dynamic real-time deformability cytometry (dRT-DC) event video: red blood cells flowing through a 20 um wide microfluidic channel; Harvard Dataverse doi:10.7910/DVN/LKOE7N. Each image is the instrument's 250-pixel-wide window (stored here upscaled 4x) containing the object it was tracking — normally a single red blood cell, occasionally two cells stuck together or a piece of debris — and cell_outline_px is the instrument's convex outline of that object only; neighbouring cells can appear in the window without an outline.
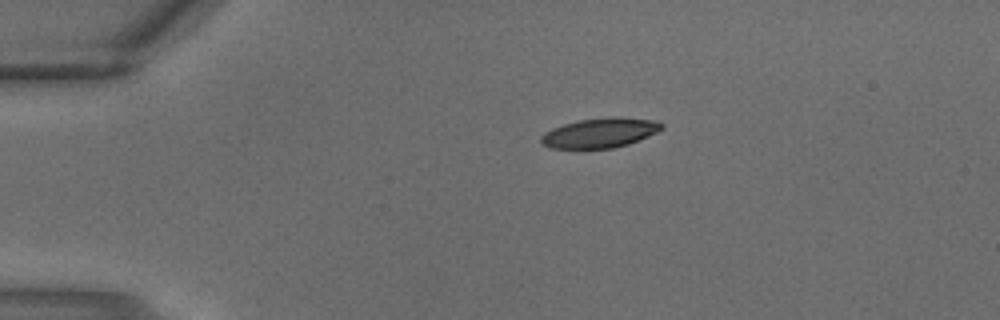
{"species": "common noctule bat (a hibernating species)", "species_latin": "Nyctalus noctula", "temperature_condition": "warm", "stored_images_in_passage": 2, "camera_frame_rate_fps": 3000, "um_per_image_px": 0.085, "animal": {"sex": "male", "body_mass_g": 18.8}, "frame": {"image": 1, "passage_image": 1, "time_ms": 0.0, "image_size_px": [1000, 320], "cell_outline_px": [[664, 128], [648, 136], [628, 144], [612, 148], [552, 148], [544, 144], [540, 140], [540, 136], [544, 132], [552, 128], [576, 120], [612, 116], [620, 116], [656, 120], [664, 124]], "centroid_in_image_um": [51.02, 11.27], "position_along_channel_um": 34.0, "area_um2": 21.04}}
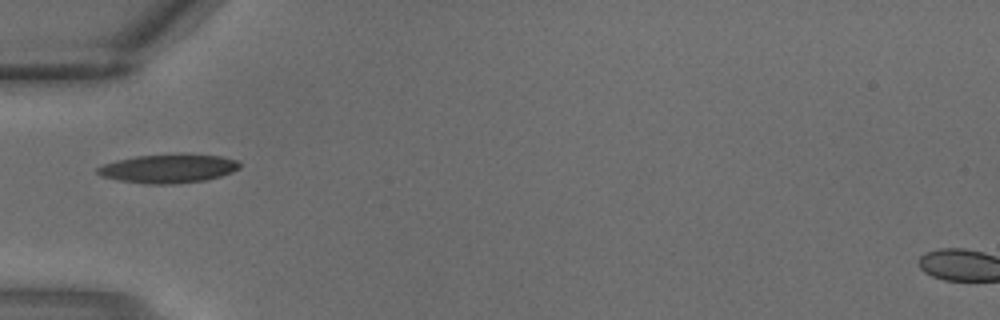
{"frame": {"image": 2, "passage_image": 2, "time_ms": 0.333, "image_size_px": [1000, 320], "cell_outline_px": [[240, 168], [232, 172], [220, 176], [204, 180], [172, 184], [148, 184], [120, 180], [100, 176], [96, 172], [96, 168], [104, 164], [116, 160], [136, 156], [180, 152], [184, 152], [220, 156], [240, 160]], "centroid_in_image_um": [14.34, 14.29], "position_along_channel_um": 70.7, "area_um2": 24.33}}